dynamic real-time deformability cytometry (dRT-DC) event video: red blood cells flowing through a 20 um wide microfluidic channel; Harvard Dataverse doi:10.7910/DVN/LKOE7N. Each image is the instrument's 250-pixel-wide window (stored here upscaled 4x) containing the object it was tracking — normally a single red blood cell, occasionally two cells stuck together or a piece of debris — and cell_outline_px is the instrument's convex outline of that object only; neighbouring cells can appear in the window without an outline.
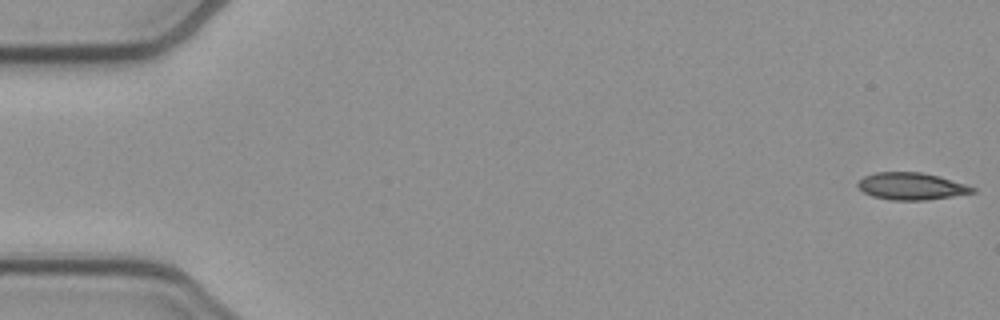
{"species": "common noctule bat (a hibernating species)", "species_latin": "Nyctalus noctula", "temperature_condition": "cold", "stored_images_in_passage": 52, "camera_frame_rate_fps": 3000, "um_per_image_px": 0.085, "animal": {"sex": "female", "body_mass_g": 21.9}, "frame": {"image": 1, "passage_image": 1, "time_ms": 0.0, "image_size_px": [1000, 320], "cell_outline_px": [[976, 192], [952, 196], [924, 200], [892, 200], [872, 196], [864, 192], [856, 184], [864, 176], [876, 172], [920, 172], [940, 176], [976, 188]], "centroid_in_image_um": [77.46, 15.82], "position_along_channel_um": 7.5, "area_um2": 17.98}}
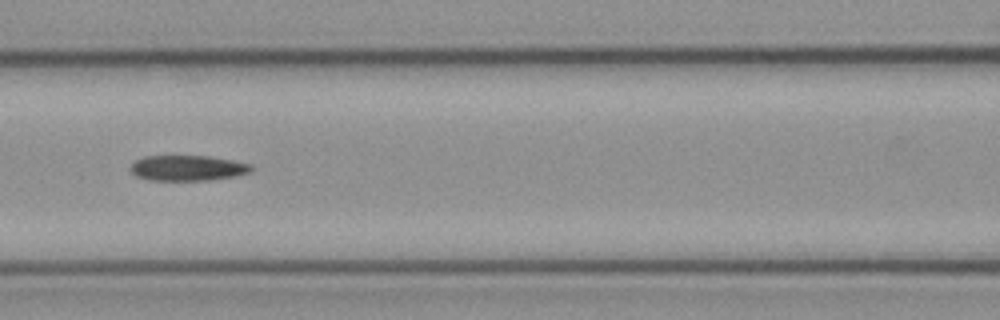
{"frame": {"image": 2, "passage_image": 23, "time_ms": 7.333, "image_size_px": [1000, 320], "cell_outline_px": [[256, 168], [252, 172], [232, 176], [208, 180], [148, 180], [136, 176], [128, 168], [136, 160], [144, 156], [208, 156], [232, 160], [252, 164]], "centroid_in_image_um": [15.96, 14.28], "position_along_channel_um": 150.6, "area_um2": 17.98}}
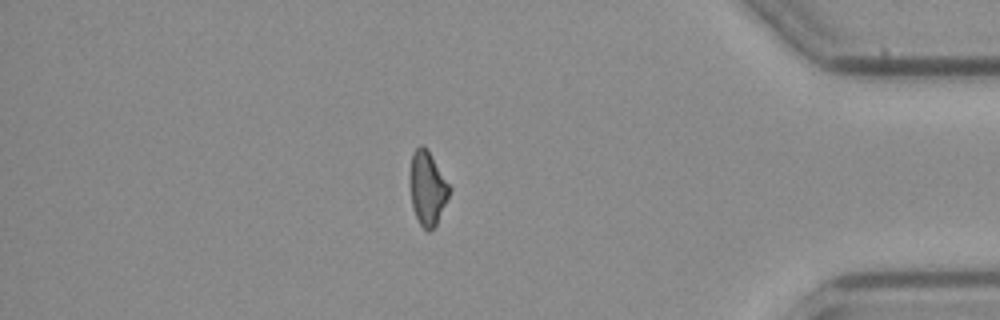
{"frame": {"image": 3, "passage_image": 45, "time_ms": 14.667, "image_size_px": [1000, 320], "cell_outline_px": [[452, 188], [436, 224], [428, 232], [420, 224], [412, 208], [412, 152], [420, 144], [424, 144], [428, 148]], "centroid_in_image_um": [36.38, 15.95], "position_along_channel_um": 398.8, "area_um2": 16.59}}